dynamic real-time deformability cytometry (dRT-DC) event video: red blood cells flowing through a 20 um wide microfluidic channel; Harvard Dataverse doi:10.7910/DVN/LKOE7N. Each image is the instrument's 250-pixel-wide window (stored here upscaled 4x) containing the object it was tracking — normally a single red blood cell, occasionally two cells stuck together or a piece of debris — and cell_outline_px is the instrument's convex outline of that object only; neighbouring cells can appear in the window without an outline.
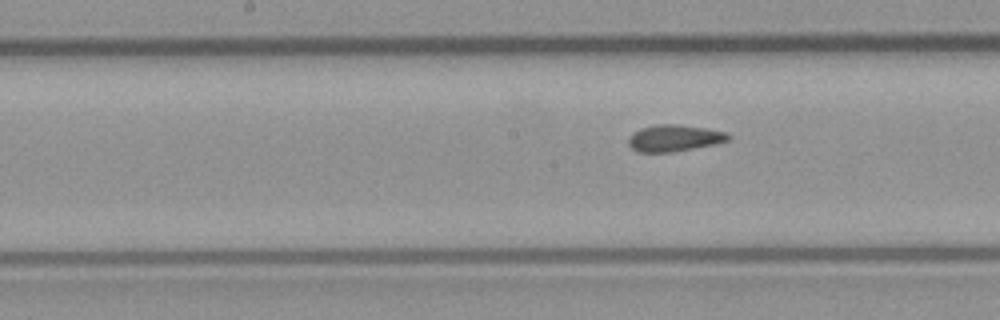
{"species": "common noctule bat (a hibernating species)", "species_latin": "Nyctalus noctula", "temperature_condition": "room temperature", "stored_images_in_passage": 10, "camera_frame_rate_fps": 3000, "um_per_image_px": 0.085, "animal": {"sex": "male", "body_mass_g": 23.1, "forearm_length_mm": 52.7}, "frame": {"image": 1, "passage_image": 10, "time_ms": 3.0, "image_size_px": [1000, 320], "cell_outline_px": [[732, 136], [728, 140], [716, 144], [672, 152], [636, 152], [628, 144], [628, 136], [632, 132], [640, 128], [660, 124], [676, 124], [708, 128], [728, 132]], "centroid_in_image_um": [57.32, 11.73], "position_along_channel_um": 190.9, "area_um2": 15.72}}